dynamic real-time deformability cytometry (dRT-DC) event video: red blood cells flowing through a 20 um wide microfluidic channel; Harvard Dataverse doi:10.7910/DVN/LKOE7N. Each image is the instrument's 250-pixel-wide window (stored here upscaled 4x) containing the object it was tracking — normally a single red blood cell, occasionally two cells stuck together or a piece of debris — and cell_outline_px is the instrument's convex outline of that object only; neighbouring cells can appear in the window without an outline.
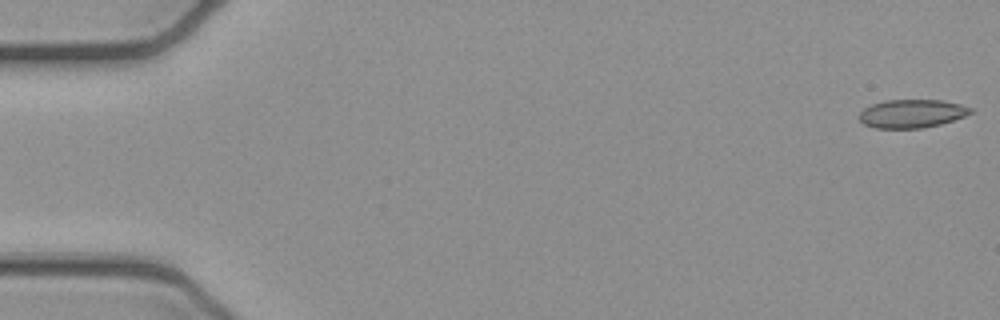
{"species": "common noctule bat (a hibernating species)", "species_latin": "Nyctalus noctula", "temperature_condition": "cold", "stored_images_in_passage": 5, "segment_of_instrument_passage": [1, 2], "camera_frame_rate_fps": 3000, "um_per_image_px": 0.085, "animal": {"sex": "female", "body_mass_g": 21.9}, "frame": {"image": 1, "passage_image": 1, "time_ms": 0.0, "image_size_px": [1000, 320], "cell_outline_px": [[972, 112], [964, 116], [940, 124], [920, 128], [876, 128], [864, 124], [860, 120], [860, 112], [864, 108], [872, 104], [884, 100], [940, 100], [960, 104], [972, 108]], "centroid_in_image_um": [77.49, 9.65], "position_along_channel_um": 7.5, "area_um2": 18.21}}